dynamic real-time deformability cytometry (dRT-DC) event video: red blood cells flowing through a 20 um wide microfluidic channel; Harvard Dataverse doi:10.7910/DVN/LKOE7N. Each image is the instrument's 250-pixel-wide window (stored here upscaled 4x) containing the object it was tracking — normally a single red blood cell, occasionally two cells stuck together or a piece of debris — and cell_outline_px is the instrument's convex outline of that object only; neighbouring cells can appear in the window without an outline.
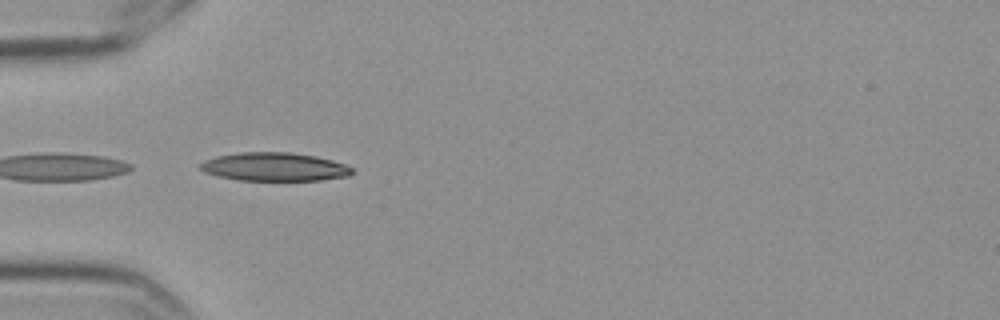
{"species": "Egyptian fruit bat (a non-hibernating species)", "species_latin": "Rousettus aegyptiacus", "temperature_condition": "cold", "stored_images_in_passage": 10, "camera_frame_rate_fps": 3000, "um_per_image_px": 0.085, "frame": {"image": 1, "passage_image": 2, "time_ms": 0.333, "image_size_px": [1000, 320], "cell_outline_px": [[352, 172], [348, 176], [320, 180], [240, 180], [216, 176], [204, 172], [200, 168], [200, 164], [204, 160], [216, 156], [240, 152], [288, 152], [316, 156], [332, 160], [344, 164], [352, 168]], "centroid_in_image_um": [23.29, 14.17], "position_along_channel_um": 61.7, "area_um2": 25.09}}
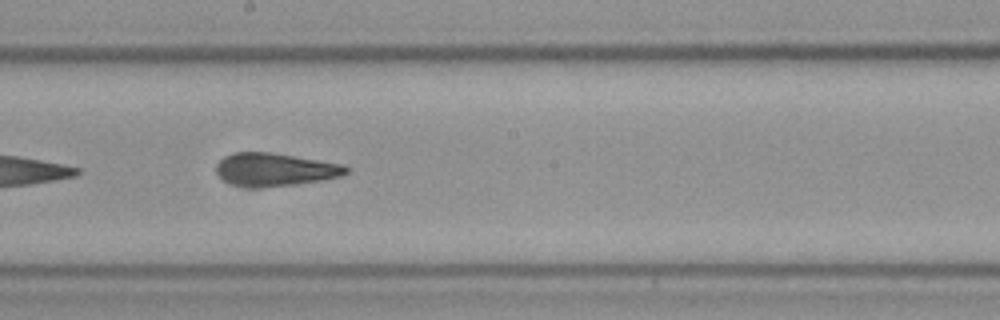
{"frame": {"image": 2, "passage_image": 6, "time_ms": 1.667, "image_size_px": [1000, 320], "cell_outline_px": [[352, 168], [348, 172], [340, 176], [324, 180], [296, 184], [260, 188], [248, 188], [232, 184], [224, 180], [216, 172], [216, 164], [224, 156], [236, 152], [272, 152], [344, 164]], "centroid_in_image_um": [23.39, 14.41], "position_along_channel_um": 224.8, "area_um2": 25.32}}
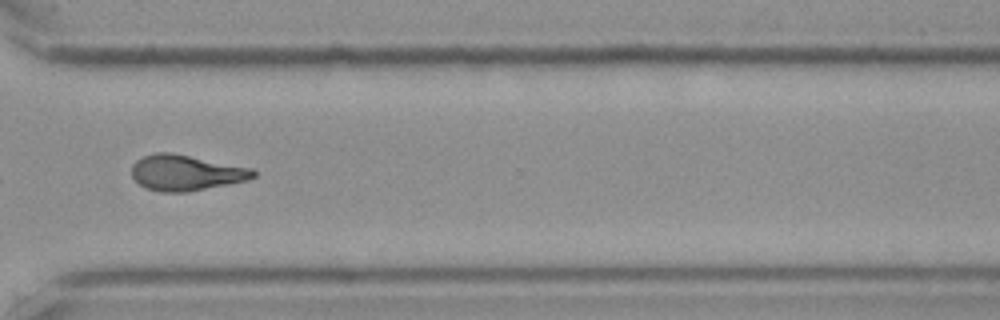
{"frame": {"image": 3, "passage_image": 9, "time_ms": 2.667, "image_size_px": [1000, 320], "cell_outline_px": [[256, 176], [248, 180], [184, 192], [160, 192], [144, 188], [132, 176], [132, 164], [136, 160], [144, 156], [156, 152], [172, 152], [252, 168], [256, 172]], "centroid_in_image_um": [15.78, 14.67], "position_along_channel_um": 354.8, "area_um2": 25.2}}